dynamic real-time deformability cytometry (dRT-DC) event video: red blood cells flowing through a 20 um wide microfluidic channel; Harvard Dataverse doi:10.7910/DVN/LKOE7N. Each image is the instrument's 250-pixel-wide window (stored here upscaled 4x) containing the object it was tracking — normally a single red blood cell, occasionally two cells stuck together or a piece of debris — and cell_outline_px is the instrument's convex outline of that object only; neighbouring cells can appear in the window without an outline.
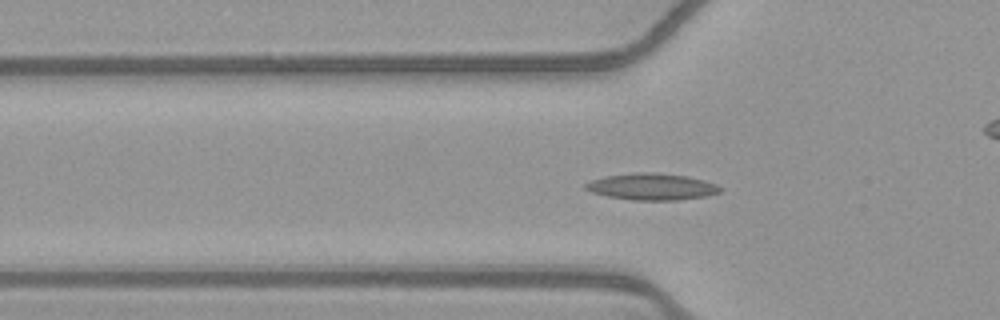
{"species": "common noctule bat (a hibernating species)", "species_latin": "Nyctalus noctula", "temperature_condition": "warm", "stored_images_in_passage": 45, "camera_frame_rate_fps": 3000, "um_per_image_px": 0.085, "animal": {"sex": "female", "body_mass_g": 21.9}, "frame": {"image": 1, "passage_image": 9, "time_ms": 2.667, "image_size_px": [1000, 320], "cell_outline_px": [[724, 188], [720, 192], [708, 196], [680, 200], [632, 200], [608, 196], [592, 192], [584, 188], [584, 184], [592, 180], [604, 176], [636, 172], [656, 172], [688, 176], [704, 180], [716, 184]], "centroid_in_image_um": [55.44, 15.86], "position_along_channel_um": 70.4, "area_um2": 21.1}}
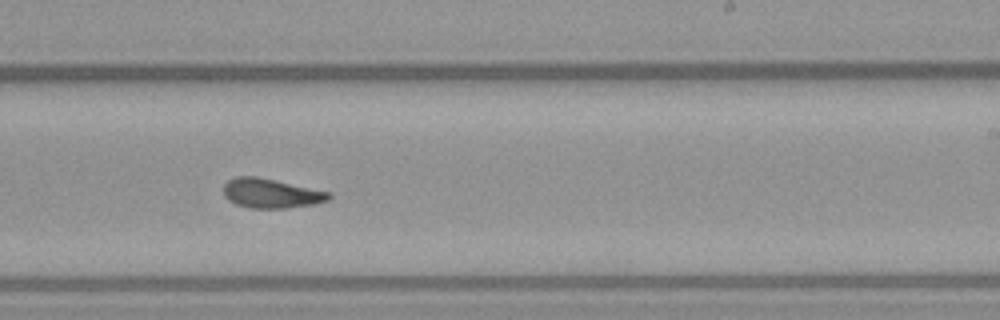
{"frame": {"image": 2, "passage_image": 24, "time_ms": 7.667, "image_size_px": [1000, 320], "cell_outline_px": [[332, 196], [328, 200], [316, 204], [288, 208], [252, 208], [236, 204], [228, 200], [224, 196], [224, 184], [228, 180], [236, 176], [256, 176], [332, 192]], "centroid_in_image_um": [23.06, 16.43], "position_along_channel_um": 265.9, "area_um2": 18.21}}
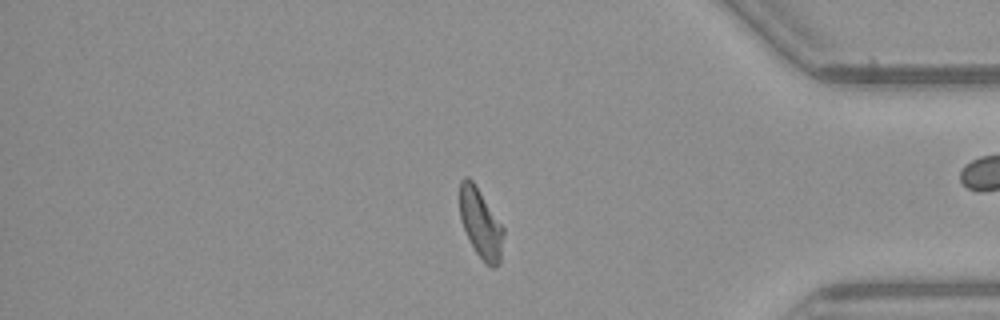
{"frame": {"image": 3, "passage_image": 36, "time_ms": 11.667, "image_size_px": [1000, 320], "cell_outline_px": [[504, 232], [500, 264], [492, 268], [476, 252], [464, 228], [460, 216], [460, 180], [464, 176], [468, 176], [472, 180], [504, 228]], "centroid_in_image_um": [40.86, 18.98], "position_along_channel_um": 394.3, "area_um2": 17.28}, "authors_computed_cell_mechanics": {"area_um2": 18.0336, "velocity_mm_per_s": 3.8839, "shape_relaxation_time_tau1_ms": null, "shape_relaxation_time_tau2_ms": 2.7617, "deformation_change_tau1": null, "deformation_change_tau2": 0.0997}}